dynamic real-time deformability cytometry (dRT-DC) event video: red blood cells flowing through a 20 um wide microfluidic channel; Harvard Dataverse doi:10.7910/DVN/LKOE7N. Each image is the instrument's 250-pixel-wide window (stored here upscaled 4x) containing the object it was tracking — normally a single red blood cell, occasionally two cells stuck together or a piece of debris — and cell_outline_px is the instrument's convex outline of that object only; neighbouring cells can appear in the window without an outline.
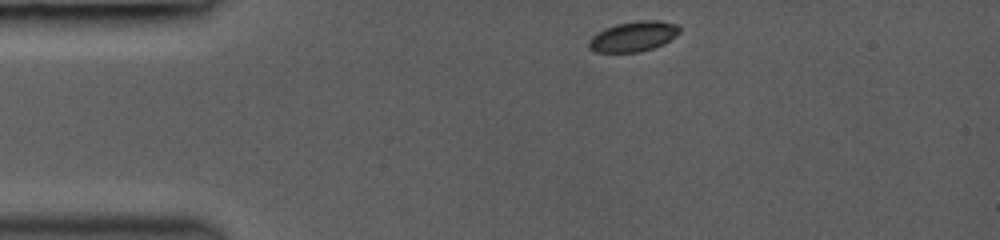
{"species": "common noctule bat (a hibernating species)", "species_latin": "Nyctalus noctula", "temperature_condition": "room temperature", "stored_images_in_passage": 8, "camera_frame_rate_fps": 3000, "um_per_image_px": 0.085, "animal": {"sex": "female", "body_mass_g": 19.0, "forearm_length_mm": 53.3}, "frame": {"image": 1, "passage_image": 1, "time_ms": 0.0, "image_size_px": [1000, 240], "cell_outline_px": [[680, 32], [676, 36], [664, 44], [640, 52], [596, 52], [588, 48], [588, 40], [596, 32], [604, 28], [616, 24], [636, 20], [660, 20], [676, 24], [680, 28]], "centroid_in_image_um": [53.82, 3.09], "position_along_channel_um": 31.2, "area_um2": 16.18}}
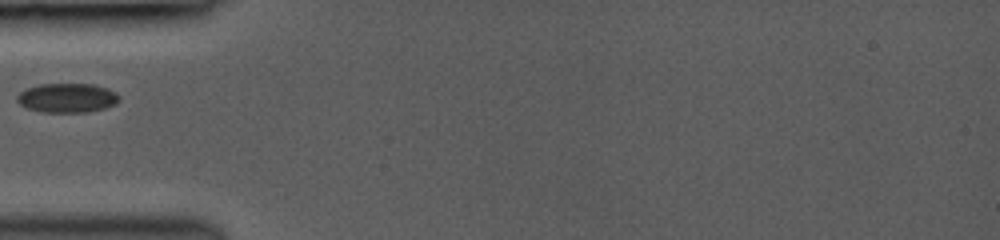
{"frame": {"image": 2, "passage_image": 7, "time_ms": 2.333, "image_size_px": [1000, 240], "cell_outline_px": [[120, 100], [116, 104], [104, 108], [88, 112], [40, 112], [28, 108], [20, 104], [16, 100], [16, 96], [20, 92], [28, 88], [40, 84], [92, 84], [108, 88], [116, 92], [120, 96]], "centroid_in_image_um": [5.73, 8.32], "position_along_channel_um": 79.3, "area_um2": 17.51}}